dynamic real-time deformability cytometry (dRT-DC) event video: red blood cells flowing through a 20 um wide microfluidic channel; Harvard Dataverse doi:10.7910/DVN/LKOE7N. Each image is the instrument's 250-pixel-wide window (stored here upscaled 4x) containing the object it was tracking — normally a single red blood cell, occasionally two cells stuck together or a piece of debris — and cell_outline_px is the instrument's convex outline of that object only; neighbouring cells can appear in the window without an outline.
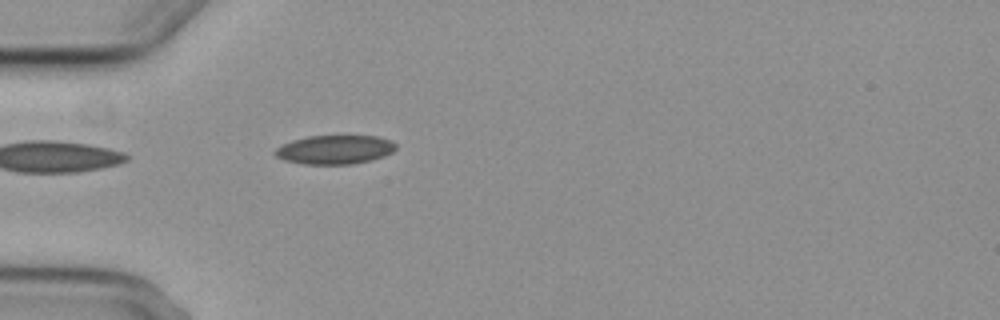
{"species": "common noctule bat (a hibernating species)", "species_latin": "Nyctalus noctula", "temperature_condition": "cold", "stored_images_in_passage": 5, "camera_frame_rate_fps": 3000, "um_per_image_px": 0.085, "animal": {"sex": "female", "body_mass_g": 29.2, "forearm_length_mm": 56.3}, "frame": {"image": 1, "passage_image": 5, "time_ms": 4.667, "image_size_px": [1000, 320], "cell_outline_px": [[396, 148], [392, 152], [384, 156], [372, 160], [352, 164], [304, 164], [284, 160], [276, 156], [272, 152], [276, 148], [292, 140], [308, 136], [380, 136], [392, 140], [396, 144]], "centroid_in_image_um": [28.48, 12.71], "position_along_channel_um": 56.5, "area_um2": 20.46}}